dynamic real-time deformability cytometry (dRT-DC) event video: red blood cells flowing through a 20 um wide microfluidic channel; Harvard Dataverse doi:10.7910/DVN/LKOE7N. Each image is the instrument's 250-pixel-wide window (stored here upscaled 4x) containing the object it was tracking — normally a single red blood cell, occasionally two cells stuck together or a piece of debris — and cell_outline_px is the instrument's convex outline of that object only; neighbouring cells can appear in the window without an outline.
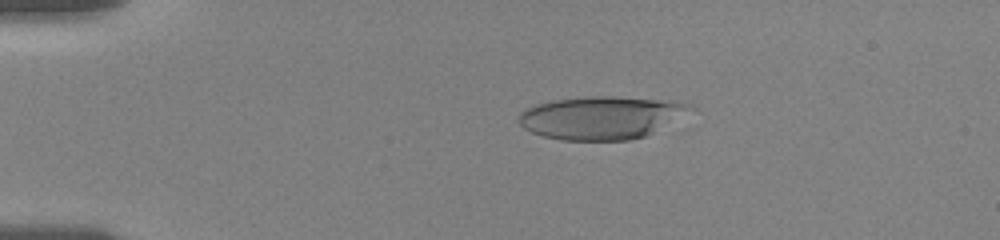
{"species": "human", "species_latin": "Homo sapiens", "temperature_condition": "room temperature", "stored_images_in_passage": 48, "camera_frame_rate_fps": 3000, "um_per_image_px": 0.085, "donor": {"sex": "female"}, "frame": {"image": 1, "passage_image": 1, "time_ms": 0.0, "image_size_px": [1000, 240], "cell_outline_px": [[696, 108], [644, 136], [628, 140], [560, 140], [544, 136], [532, 132], [524, 128], [520, 124], [520, 112], [524, 108], [536, 104], [552, 100], [588, 96], [612, 96], [672, 100], [692, 104]], "centroid_in_image_um": [51.09, 9.98], "position_along_channel_um": 33.9, "area_um2": 42.71}}
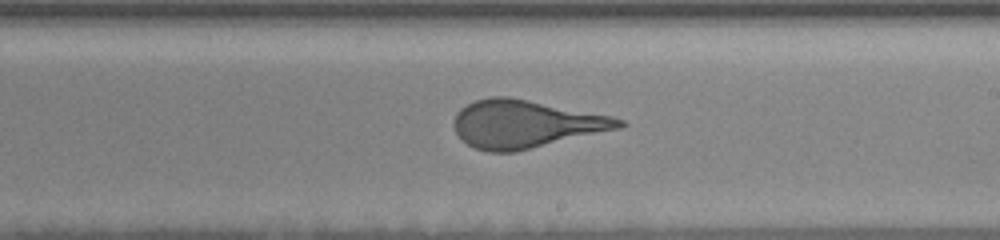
{"frame": {"image": 2, "passage_image": 24, "time_ms": 7.333, "image_size_px": [1000, 240], "cell_outline_px": [[628, 124], [620, 128], [516, 152], [488, 152], [476, 148], [468, 144], [456, 132], [452, 124], [456, 112], [460, 108], [476, 100], [492, 96], [508, 96], [612, 116], [624, 120]], "centroid_in_image_um": [44.66, 10.54], "position_along_channel_um": 244.3, "area_um2": 45.89}}
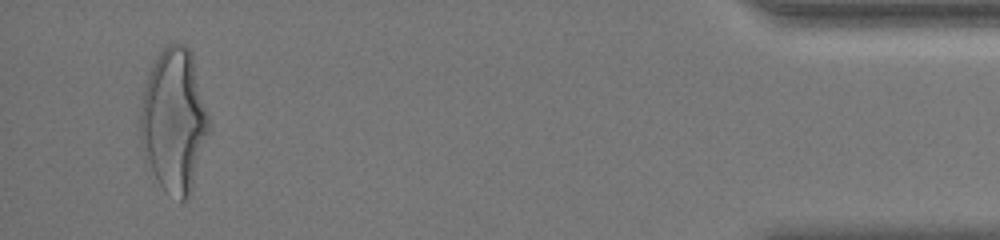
{"frame": {"image": 3, "passage_image": 46, "time_ms": 14.0, "image_size_px": [1000, 240], "cell_outline_px": [[208, 132], [188, 200], [180, 200], [164, 188], [156, 180], [144, 164], [140, 140], [140, 112], [144, 88], [148, 76], [160, 52], [168, 44], [184, 44], [192, 52], [208, 112]], "centroid_in_image_um": [14.76, 10.25], "position_along_channel_um": 420.4, "area_um2": 56.99}, "authors_computed_cell_mechanics": {"area_um2": 45.951, "velocity_mm_per_s": 3.6114, "shape_relaxation_time_tau1_ms": 4.6597, "shape_relaxation_time_tau2_ms": null, "deformation_change_tau1": 0.2061, "deformation_change_tau2": null}}